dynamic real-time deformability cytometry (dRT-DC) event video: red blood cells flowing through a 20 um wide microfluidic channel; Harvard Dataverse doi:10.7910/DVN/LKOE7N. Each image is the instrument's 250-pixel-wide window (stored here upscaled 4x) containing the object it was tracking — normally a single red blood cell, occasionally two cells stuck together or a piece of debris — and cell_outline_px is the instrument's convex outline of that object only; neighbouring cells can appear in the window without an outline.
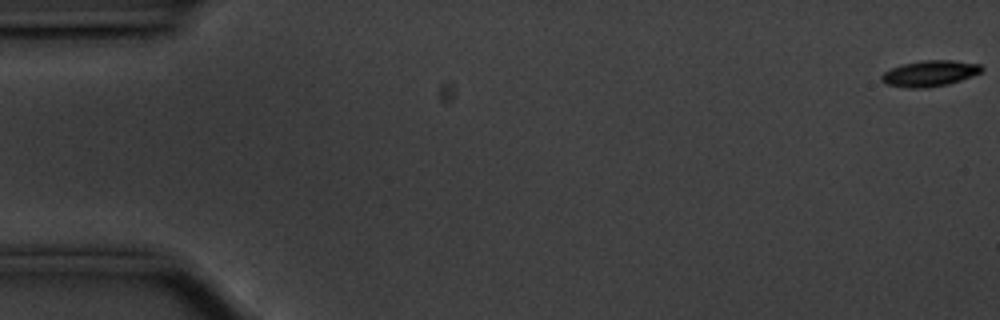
{"species": "common noctule bat (a hibernating species)", "species_latin": "Nyctalus noctula", "temperature_condition": "cold", "stored_images_in_passage": 57, "camera_frame_rate_fps": 3000, "um_per_image_px": 0.085, "animal": {"sex": "male", "body_mass_g": 20.1, "forearm_length_mm": 53.5}, "frame": {"image": 1, "passage_image": 1, "time_ms": 0.0, "image_size_px": [1000, 320], "cell_outline_px": [[984, 68], [980, 72], [960, 80], [948, 84], [928, 88], [908, 88], [884, 84], [880, 80], [880, 76], [884, 72], [892, 68], [904, 64], [924, 60], [952, 60], [980, 64]], "centroid_in_image_um": [78.99, 6.25], "position_along_channel_um": 6.0, "area_um2": 15.09}}
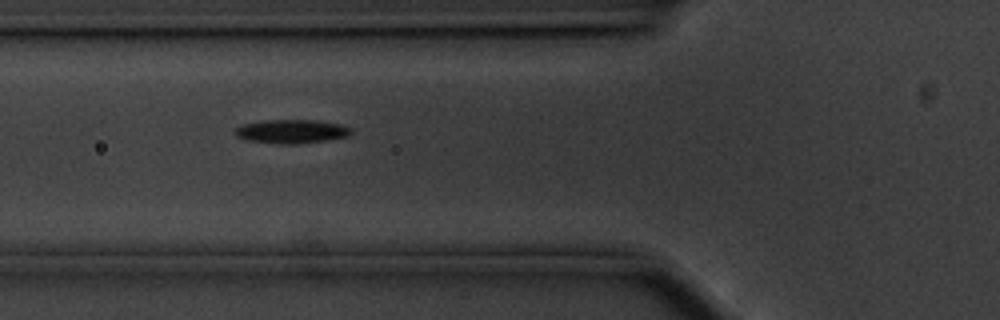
{"frame": {"image": 2, "passage_image": 21, "time_ms": 6.667, "image_size_px": [1000, 320], "cell_outline_px": [[352, 132], [348, 136], [328, 140], [296, 144], [280, 144], [248, 140], [236, 136], [232, 132], [236, 128], [244, 124], [268, 120], [316, 120], [344, 124], [352, 128]], "centroid_in_image_um": [24.83, 11.17], "position_along_channel_um": 101.0, "area_um2": 16.18}}
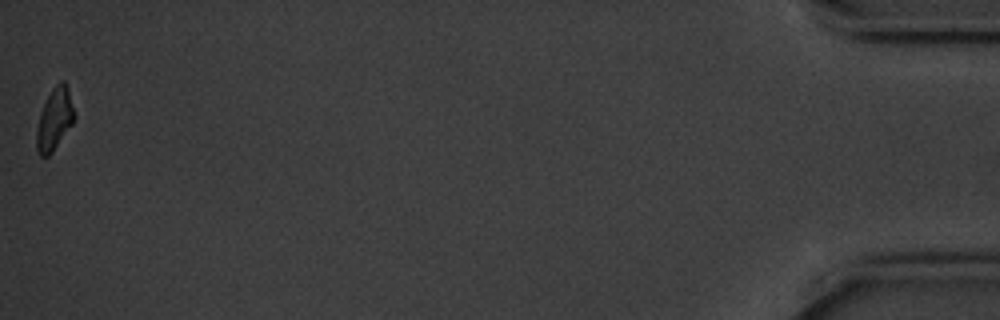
{"frame": {"image": 3, "passage_image": 57, "time_ms": 18.667, "image_size_px": [1000, 320], "cell_outline_px": [[76, 116], [72, 124], [52, 152], [48, 156], [40, 156], [36, 148], [36, 132], [40, 112], [52, 88], [60, 80], [64, 80], [68, 88]], "centroid_in_image_um": [4.64, 10.12], "position_along_channel_um": 430.6, "area_um2": 13.58}, "authors_computed_cell_mechanics": {"area_um2": 15.0858, "velocity_mm_per_s": 3.5471, "shape_relaxation_time_tau1_ms": 2.1367, "shape_relaxation_time_tau2_ms": null, "deformation_change_tau1": 0.1238, "deformation_change_tau2": null}}